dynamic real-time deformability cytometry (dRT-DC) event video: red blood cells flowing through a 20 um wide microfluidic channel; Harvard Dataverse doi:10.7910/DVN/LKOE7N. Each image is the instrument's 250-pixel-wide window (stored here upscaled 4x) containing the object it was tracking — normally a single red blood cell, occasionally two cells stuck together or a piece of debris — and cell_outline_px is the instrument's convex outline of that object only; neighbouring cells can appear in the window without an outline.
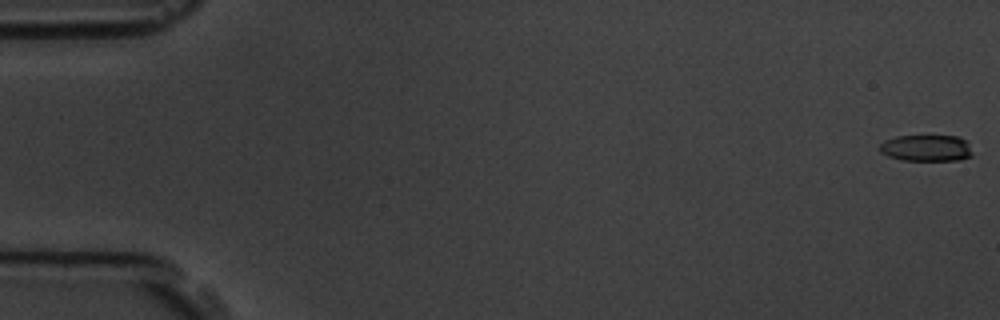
{"species": "common noctule bat (a hibernating species)", "species_latin": "Nyctalus noctula", "temperature_condition": "room temperature", "stored_images_in_passage": 8, "camera_frame_rate_fps": 3000, "um_per_image_px": 0.085, "animal": {"sex": "male", "body_mass_g": 19.5, "forearm_length_mm": 54.6}, "frame": {"image": 1, "passage_image": 1, "time_ms": 0.0, "image_size_px": [1000, 320], "cell_outline_px": [[972, 156], [960, 160], [900, 160], [888, 156], [880, 152], [880, 144], [884, 140], [896, 136], [960, 136], [968, 144], [972, 152]], "centroid_in_image_um": [78.73, 12.58], "position_along_channel_um": 6.3, "area_um2": 14.33}}
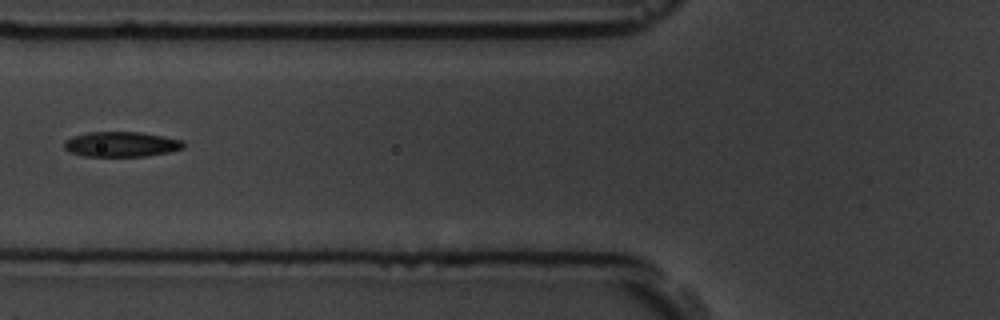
{"frame": {"image": 2, "passage_image": 7, "time_ms": 7.0, "image_size_px": [1000, 320], "cell_outline_px": [[184, 148], [168, 152], [144, 156], [84, 156], [72, 152], [64, 148], [64, 140], [72, 136], [88, 132], [140, 132], [164, 136], [184, 140]], "centroid_in_image_um": [10.31, 12.25], "position_along_channel_um": 115.5, "area_um2": 17.46}}
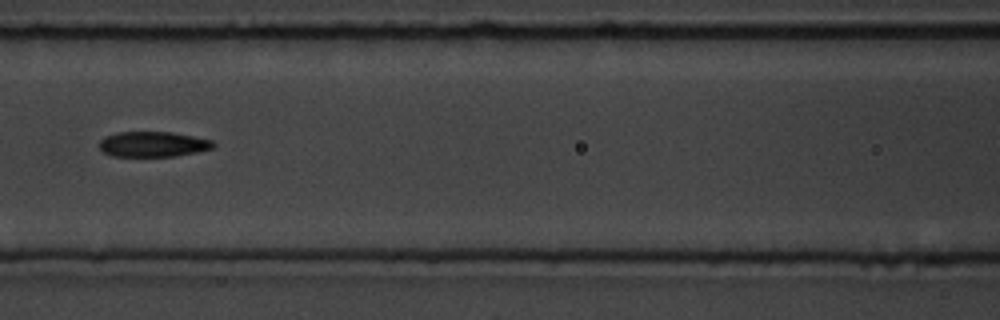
{"frame": {"image": 3, "passage_image": 8, "time_ms": 8.0, "image_size_px": [1000, 320], "cell_outline_px": [[216, 144], [212, 148], [196, 152], [176, 156], [112, 156], [104, 152], [100, 148], [100, 140], [104, 136], [116, 132], [172, 132], [212, 140]], "centroid_in_image_um": [12.99, 12.25], "position_along_channel_um": 153.6, "area_um2": 16.76}}